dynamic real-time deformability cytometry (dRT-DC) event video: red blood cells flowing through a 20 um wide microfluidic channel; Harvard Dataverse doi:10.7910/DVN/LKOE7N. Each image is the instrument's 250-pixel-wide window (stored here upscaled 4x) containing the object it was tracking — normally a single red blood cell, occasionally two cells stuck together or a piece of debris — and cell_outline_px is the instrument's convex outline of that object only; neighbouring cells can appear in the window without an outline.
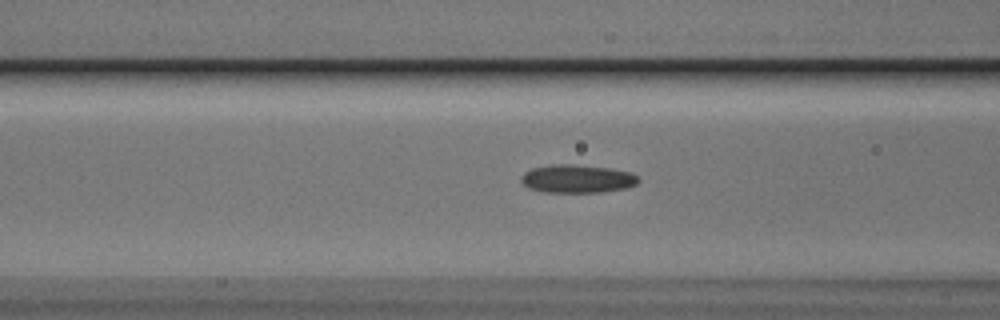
{"species": "Egyptian fruit bat (a non-hibernating species)", "species_latin": "Rousettus aegyptiacus", "temperature_condition": "cold", "stored_images_in_passage": 6, "camera_frame_rate_fps": 3000, "um_per_image_px": 0.085, "animal": {"sex": "male"}, "frame": {"image": 1, "passage_image": 4, "time_ms": 1.0, "image_size_px": [1000, 320], "cell_outline_px": [[640, 180], [636, 184], [624, 188], [604, 192], [544, 192], [528, 188], [520, 180], [520, 176], [524, 172], [532, 168], [548, 164], [572, 164], [608, 168], [632, 172]], "centroid_in_image_um": [49.03, 15.19], "position_along_channel_um": 117.6, "area_um2": 19.36}}